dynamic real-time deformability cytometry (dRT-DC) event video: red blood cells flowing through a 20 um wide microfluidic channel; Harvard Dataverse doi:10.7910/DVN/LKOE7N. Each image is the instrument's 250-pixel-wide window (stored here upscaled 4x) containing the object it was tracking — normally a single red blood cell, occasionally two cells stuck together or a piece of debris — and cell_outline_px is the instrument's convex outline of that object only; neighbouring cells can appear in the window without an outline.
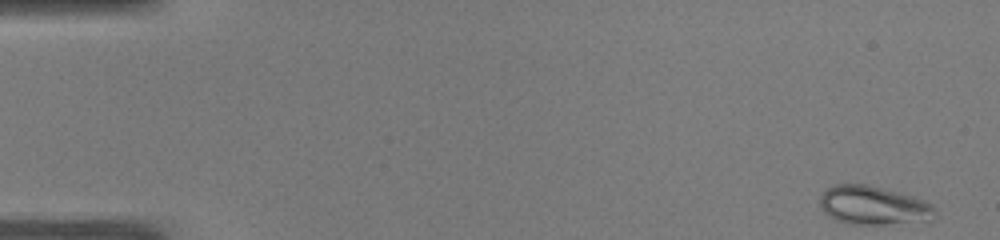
{"species": "common noctule bat (a hibernating species)", "species_latin": "Nyctalus noctula", "temperature_condition": "warm", "stored_images_in_passage": 49, "camera_frame_rate_fps": 3000, "um_per_image_px": 0.085, "animal": {"sex": "male", "body_mass_g": 19.0, "forearm_length_mm": 50.8}, "frame": {"image": 1, "passage_image": 1, "time_ms": 0.0, "image_size_px": [1000, 240], "cell_outline_px": [[936, 216], [932, 220], [884, 224], [848, 224], [836, 220], [824, 212], [820, 204], [820, 196], [828, 188], [836, 184], [868, 184], [912, 196], [932, 204]], "centroid_in_image_um": [74.23, 17.46], "position_along_channel_um": 10.8, "area_um2": 25.78}}
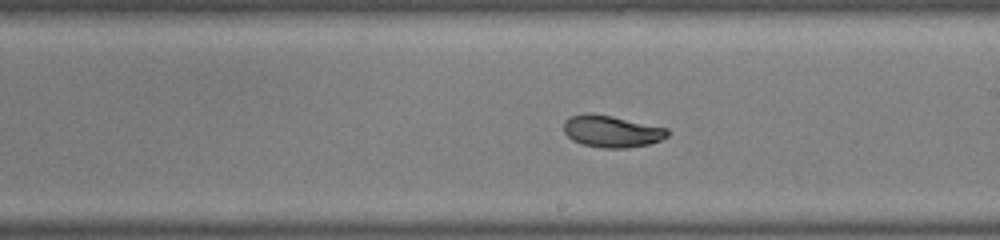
{"frame": {"image": 2, "passage_image": 28, "time_ms": 9.0, "image_size_px": [1000, 240], "cell_outline_px": [[668, 136], [660, 140], [648, 144], [624, 148], [604, 148], [580, 144], [572, 140], [564, 132], [564, 120], [572, 116], [584, 112], [592, 112], [612, 116], [668, 128]], "centroid_in_image_um": [51.96, 11.15], "position_along_channel_um": 237.0, "area_um2": 19.36}}
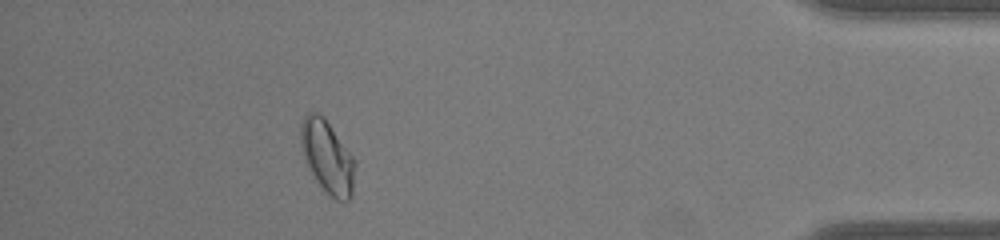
{"frame": {"image": 3, "passage_image": 44, "time_ms": 14.333, "image_size_px": [1000, 240], "cell_outline_px": [[356, 164], [352, 196], [348, 200], [336, 200], [316, 180], [304, 160], [300, 140], [300, 124], [304, 116], [308, 112], [320, 112], [324, 116], [356, 160]], "centroid_in_image_um": [27.83, 13.28], "position_along_channel_um": 407.4, "area_um2": 23.12}, "authors_computed_cell_mechanics": {"area_um2": 20.808, "velocity_mm_per_s": 4.0707, "shape_relaxation_time_tau1_ms": 7.4883, "shape_relaxation_time_tau2_ms": null, "deformation_change_tau1": 0.2007, "deformation_change_tau2": null}}